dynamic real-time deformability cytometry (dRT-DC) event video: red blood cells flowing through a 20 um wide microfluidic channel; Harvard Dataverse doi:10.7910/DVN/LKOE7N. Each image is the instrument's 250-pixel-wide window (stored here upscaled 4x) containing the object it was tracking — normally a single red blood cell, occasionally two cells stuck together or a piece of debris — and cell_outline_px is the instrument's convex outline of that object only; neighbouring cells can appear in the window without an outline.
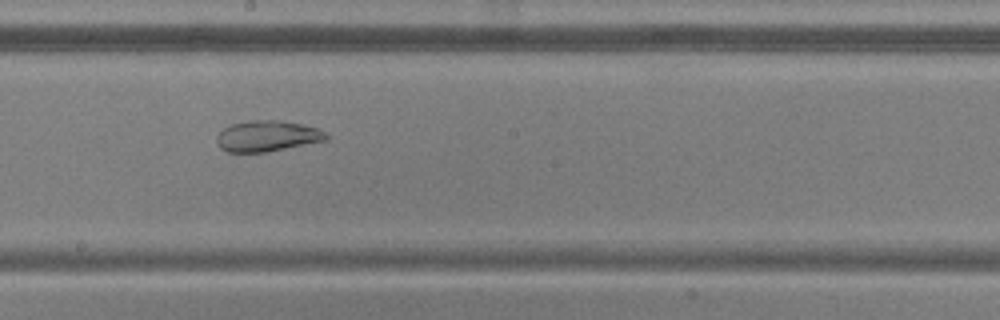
{"species": "common noctule bat (a hibernating species)", "species_latin": "Nyctalus noctula", "temperature_condition": "warm", "stored_images_in_passage": 52, "camera_frame_rate_fps": 3000, "um_per_image_px": 0.085, "animal": {"sex": "male", "body_mass_g": 20.5, "forearm_length_mm": 52.5}, "frame": {"image": 1, "passage_image": 28, "time_ms": 9.0, "image_size_px": [1000, 320], "cell_outline_px": [[328, 140], [268, 152], [228, 152], [220, 148], [216, 140], [216, 136], [224, 128], [232, 124], [244, 120], [280, 120], [304, 124], [316, 128], [324, 132], [328, 136]], "centroid_in_image_um": [22.71, 11.56], "position_along_channel_um": 225.5, "area_um2": 19.88}}
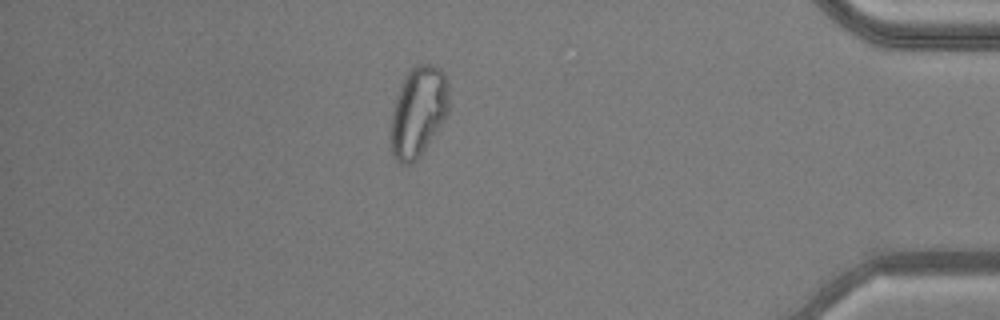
{"frame": {"image": 2, "passage_image": 45, "time_ms": 14.667, "image_size_px": [1000, 320], "cell_outline_px": [[448, 112], [420, 156], [412, 164], [400, 164], [392, 156], [392, 112], [400, 84], [404, 76], [416, 64], [432, 64], [440, 68], [448, 76]], "centroid_in_image_um": [35.56, 9.45], "position_along_channel_um": 399.6, "area_um2": 30.4}}
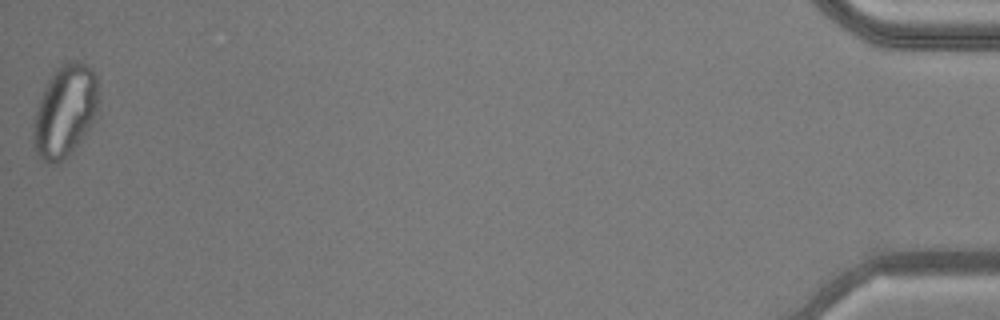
{"frame": {"image": 3, "passage_image": 52, "time_ms": 17.0, "image_size_px": [1000, 320], "cell_outline_px": [[96, 112], [88, 128], [72, 152], [68, 156], [56, 164], [48, 164], [40, 160], [36, 156], [32, 144], [32, 128], [36, 112], [44, 88], [48, 80], [56, 68], [60, 64], [68, 60], [76, 60], [92, 68], [96, 76]], "centroid_in_image_um": [5.46, 9.47], "position_along_channel_um": 429.7, "area_um2": 34.8}, "authors_computed_cell_mechanics": {"area_um2": 29.5647, "velocity_mm_per_s": 3.8448, "shape_relaxation_time_tau1_ms": null, "shape_relaxation_time_tau2_ms": 1.104, "deformation_change_tau1": null, "deformation_change_tau2": 0.0695}}